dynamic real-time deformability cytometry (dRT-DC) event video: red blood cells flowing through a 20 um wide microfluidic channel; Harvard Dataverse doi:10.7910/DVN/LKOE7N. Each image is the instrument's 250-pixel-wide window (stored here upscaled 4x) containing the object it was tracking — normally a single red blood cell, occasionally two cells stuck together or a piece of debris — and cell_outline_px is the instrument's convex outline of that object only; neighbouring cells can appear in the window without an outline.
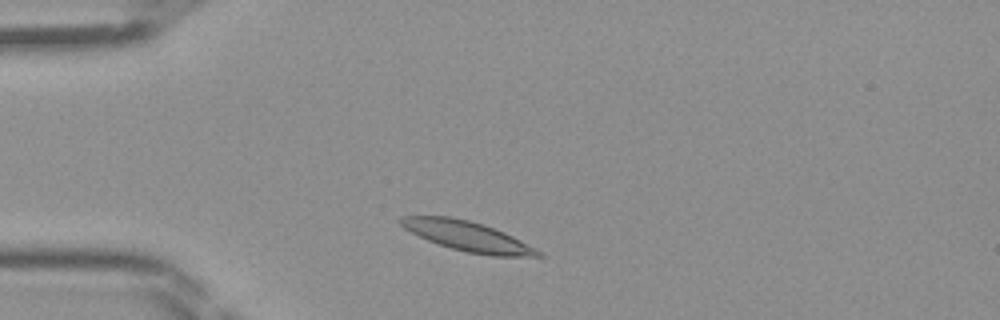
{"species": "Egyptian fruit bat (a non-hibernating species)", "species_latin": "Rousettus aegyptiacus", "temperature_condition": "room temperature", "stored_images_in_passage": 39, "camera_frame_rate_fps": 3000, "um_per_image_px": 0.085, "frame": {"image": 1, "passage_image": 4, "time_ms": 1.0, "image_size_px": [1000, 320], "cell_outline_px": [[544, 256], [492, 256], [468, 252], [452, 248], [428, 240], [404, 228], [396, 220], [400, 216], [452, 216], [484, 224], [504, 232], [544, 252]], "centroid_in_image_um": [39.75, 20.06], "position_along_channel_um": 45.3, "area_um2": 23.76}}
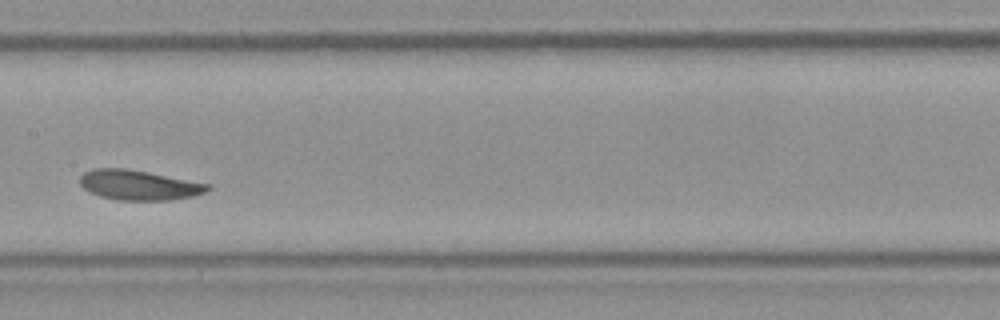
{"frame": {"image": 2, "passage_image": 16, "time_ms": 5.0, "image_size_px": [1000, 320], "cell_outline_px": [[212, 188], [204, 192], [192, 196], [168, 200], [116, 200], [100, 196], [84, 188], [80, 184], [80, 176], [84, 172], [92, 168], [128, 168], [212, 184]], "centroid_in_image_um": [11.82, 15.72], "position_along_channel_um": 195.6, "area_um2": 22.37}}
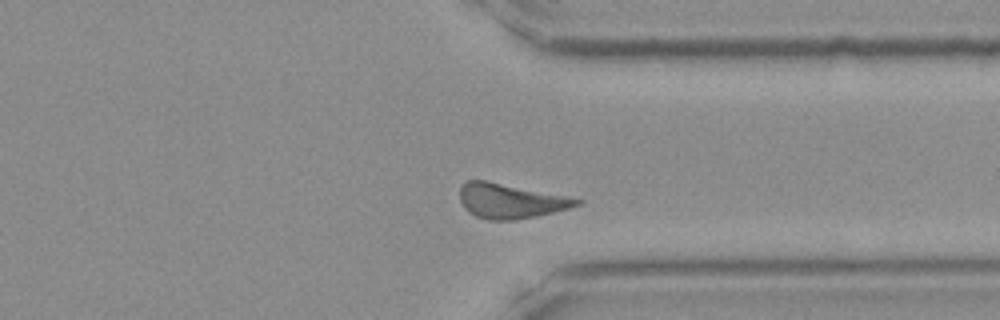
{"frame": {"image": 3, "passage_image": 28, "time_ms": 9.0, "image_size_px": [1000, 320], "cell_outline_px": [[584, 200], [580, 204], [568, 208], [536, 216], [516, 220], [488, 220], [476, 216], [468, 212], [464, 208], [460, 200], [460, 188], [464, 180], [484, 180], [568, 196]], "centroid_in_image_um": [43.36, 17.08], "position_along_channel_um": 368.0, "area_um2": 23.64}}